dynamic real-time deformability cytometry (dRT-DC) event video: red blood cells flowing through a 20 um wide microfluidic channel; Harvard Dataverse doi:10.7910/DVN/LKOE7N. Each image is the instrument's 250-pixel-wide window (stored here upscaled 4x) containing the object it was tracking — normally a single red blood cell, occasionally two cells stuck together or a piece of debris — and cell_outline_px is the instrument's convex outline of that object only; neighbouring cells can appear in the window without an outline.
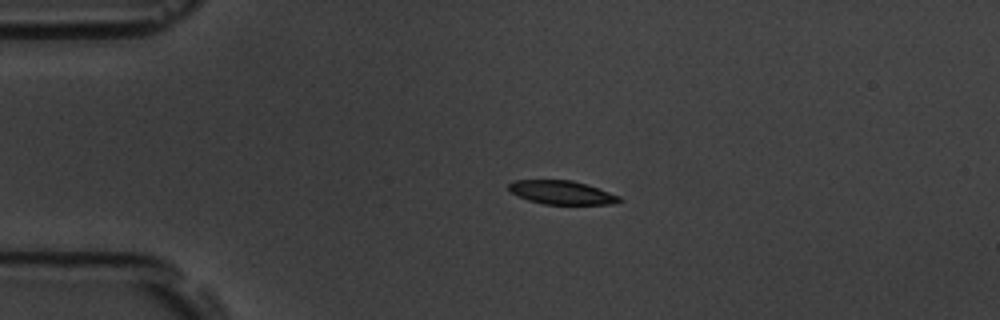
{"species": "common noctule bat (a hibernating species)", "species_latin": "Nyctalus noctula", "temperature_condition": "room temperature", "stored_images_in_passage": 43, "camera_frame_rate_fps": 3000, "um_per_image_px": 0.085, "animal": {"sex": "male", "body_mass_g": 19.5, "forearm_length_mm": 54.6}, "frame": {"image": 1, "passage_image": 1, "time_ms": 0.0, "image_size_px": [1000, 320], "cell_outline_px": [[624, 200], [616, 204], [544, 204], [528, 200], [512, 192], [508, 188], [508, 184], [512, 180], [572, 180], [620, 196]], "centroid_in_image_um": [47.75, 16.36], "position_along_channel_um": 37.2, "area_um2": 15.09}}
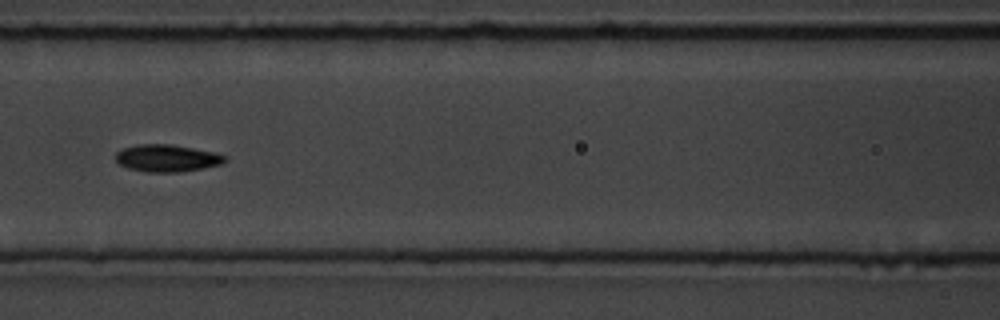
{"frame": {"image": 2, "passage_image": 13, "time_ms": 4.0, "image_size_px": [1000, 320], "cell_outline_px": [[228, 160], [220, 164], [204, 168], [180, 172], [148, 172], [128, 168], [120, 164], [116, 160], [116, 152], [124, 148], [136, 144], [172, 144], [216, 152], [228, 156]], "centroid_in_image_um": [14.24, 13.43], "position_along_channel_um": 152.4, "area_um2": 17.46}}
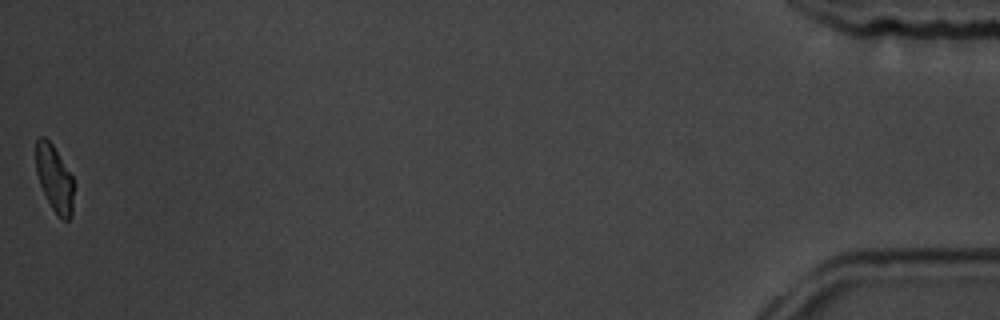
{"frame": {"image": 3, "passage_image": 43, "time_ms": 14.0, "image_size_px": [1000, 320], "cell_outline_px": [[72, 216], [68, 220], [64, 220], [52, 208], [40, 184], [36, 172], [36, 140], [40, 136], [44, 136], [52, 144], [72, 176]], "centroid_in_image_um": [4.61, 15.14], "position_along_channel_um": 430.6, "area_um2": 14.22}, "authors_computed_cell_mechanics": {"area_um2": 16.5308, "velocity_mm_per_s": 3.7695, "shape_relaxation_time_tau1_ms": 2.9336, "shape_relaxation_time_tau2_ms": 5.4704, "deformation_change_tau1": 0.1263, "deformation_change_tau2": 0.1156}}